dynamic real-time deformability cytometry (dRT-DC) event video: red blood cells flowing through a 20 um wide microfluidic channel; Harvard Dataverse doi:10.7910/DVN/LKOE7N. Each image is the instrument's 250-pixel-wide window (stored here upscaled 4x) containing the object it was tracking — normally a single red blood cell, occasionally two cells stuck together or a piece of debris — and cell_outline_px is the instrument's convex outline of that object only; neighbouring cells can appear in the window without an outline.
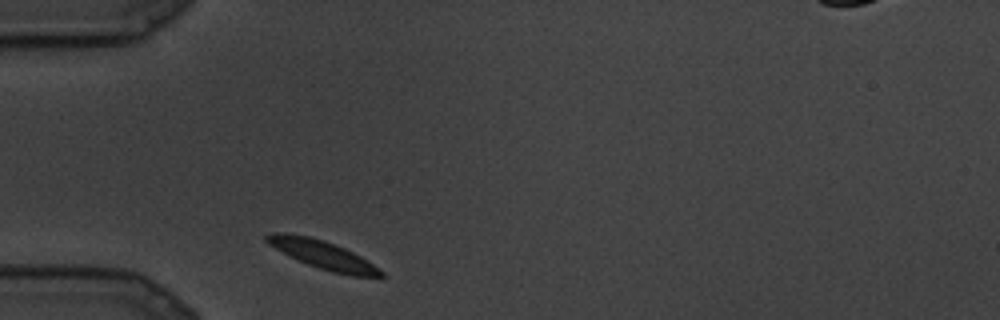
{"species": "common noctule bat (a hibernating species)", "species_latin": "Nyctalus noctula", "temperature_condition": "cold", "stored_images_in_passage": 8, "camera_frame_rate_fps": 3000, "um_per_image_px": 0.085, "animal": {"sex": "male", "body_mass_g": 19.5, "forearm_length_mm": 54.6}, "frame": {"image": 1, "passage_image": 1, "time_ms": 0.0, "image_size_px": [1000, 320], "cell_outline_px": [[388, 276], [352, 276], [332, 272], [308, 264], [288, 256], [268, 244], [264, 240], [264, 236], [268, 232], [284, 232], [308, 236], [324, 240], [344, 248], [360, 256], [380, 268]], "centroid_in_image_um": [27.4, 21.63], "position_along_channel_um": 57.6, "area_um2": 18.9}}
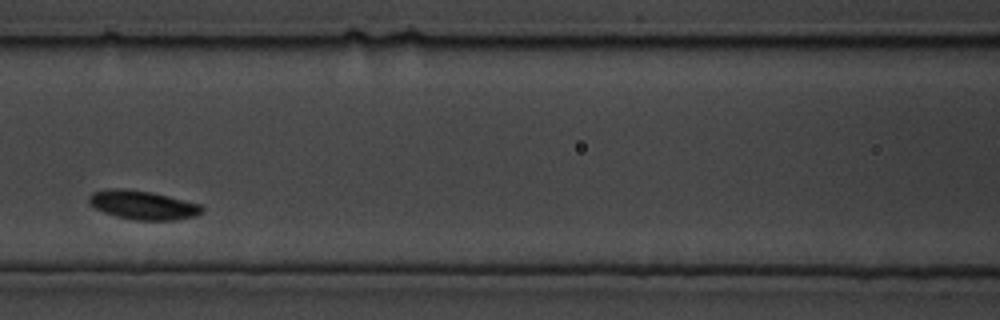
{"frame": {"image": 2, "passage_image": 5, "time_ms": 1.333, "image_size_px": [1000, 320], "cell_outline_px": [[204, 208], [196, 216], [176, 220], [136, 220], [116, 216], [104, 212], [96, 208], [88, 200], [88, 196], [92, 192], [104, 188], [128, 188], [152, 192], [200, 204]], "centroid_in_image_um": [12.12, 17.41], "position_along_channel_um": 154.5, "area_um2": 19.07}}
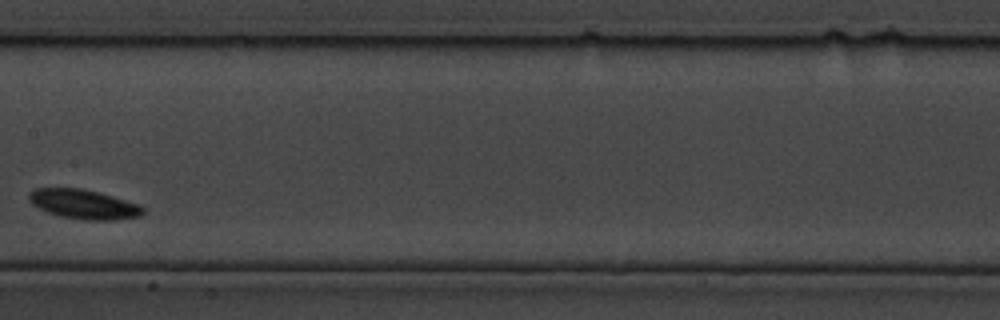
{"frame": {"image": 3, "passage_image": 7, "time_ms": 2.0, "image_size_px": [1000, 320], "cell_outline_px": [[144, 212], [140, 216], [112, 220], [84, 220], [60, 216], [48, 212], [32, 204], [28, 200], [28, 196], [36, 188], [80, 188], [100, 192], [140, 204], [144, 208]], "centroid_in_image_um": [7.14, 17.36], "position_along_channel_um": 200.3, "area_um2": 19.54}}